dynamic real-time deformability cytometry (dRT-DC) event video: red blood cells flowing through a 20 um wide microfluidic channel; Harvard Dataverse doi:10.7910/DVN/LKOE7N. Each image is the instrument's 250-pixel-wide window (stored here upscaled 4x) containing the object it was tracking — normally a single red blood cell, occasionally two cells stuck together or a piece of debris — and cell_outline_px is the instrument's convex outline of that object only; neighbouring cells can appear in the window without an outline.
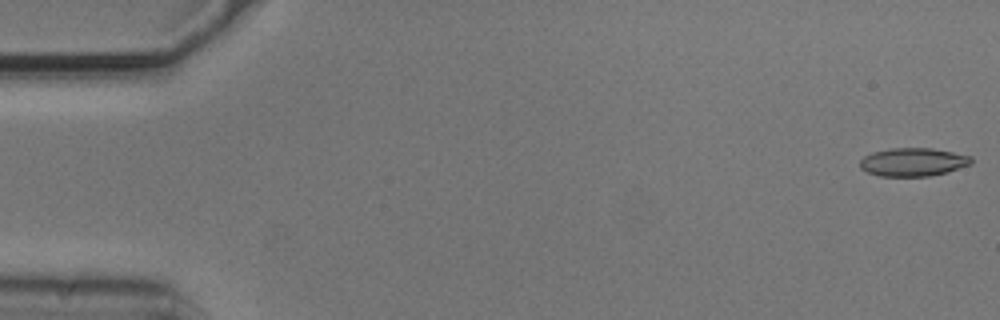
{"species": "common noctule bat (a hibernating species)", "species_latin": "Nyctalus noctula", "temperature_condition": "cold", "stored_images_in_passage": 54, "camera_frame_rate_fps": 3000, "um_per_image_px": 0.085, "animal": {"sex": "male", "body_mass_g": 20.5, "forearm_length_mm": 52.5}, "frame": {"image": 1, "passage_image": 1, "time_ms": 0.0, "image_size_px": [1000, 320], "cell_outline_px": [[972, 164], [948, 172], [928, 176], [880, 176], [868, 172], [860, 168], [860, 160], [864, 156], [872, 152], [892, 148], [932, 148], [972, 156]], "centroid_in_image_um": [77.62, 13.77], "position_along_channel_um": 7.4, "area_um2": 18.38}}
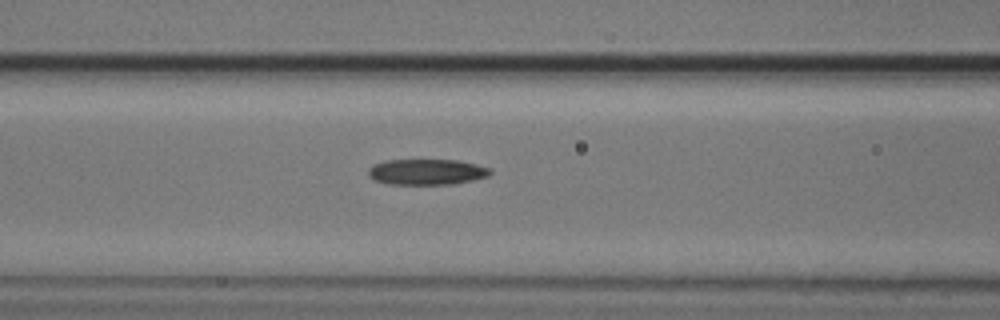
{"frame": {"image": 2, "passage_image": 22, "time_ms": 7.0, "image_size_px": [1000, 320], "cell_outline_px": [[492, 172], [488, 176], [472, 180], [452, 184], [388, 184], [376, 180], [368, 176], [368, 168], [372, 164], [384, 160], [460, 160], [492, 168]], "centroid_in_image_um": [36.27, 14.6], "position_along_channel_um": 130.3, "area_um2": 18.44}}
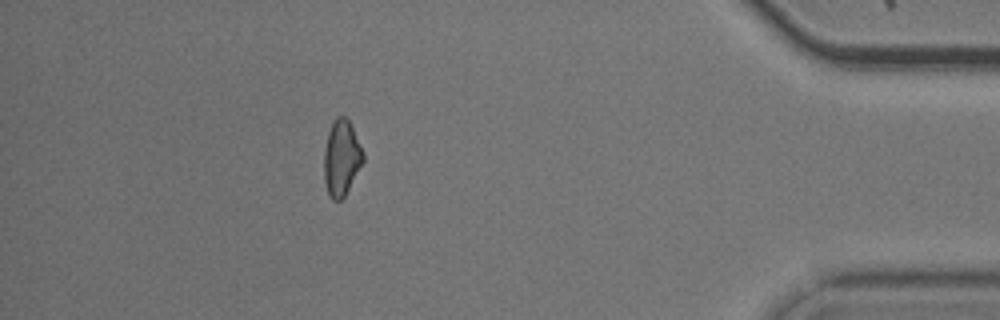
{"frame": {"image": 3, "passage_image": 48, "time_ms": 15.667, "image_size_px": [1000, 320], "cell_outline_px": [[364, 160], [344, 196], [340, 200], [332, 200], [328, 196], [324, 180], [324, 152], [328, 132], [336, 116], [344, 116], [348, 120], [364, 152]], "centroid_in_image_um": [29.01, 13.44], "position_along_channel_um": 406.2, "area_um2": 17.05}, "authors_computed_cell_mechanics": {"area_um2": 18.3804, "velocity_mm_per_s": 3.7401, "shape_relaxation_time_tau1_ms": 5.458, "shape_relaxation_time_tau2_ms": 4.5758, "deformation_change_tau1": 0.1385, "deformation_change_tau2": 0.1349}}